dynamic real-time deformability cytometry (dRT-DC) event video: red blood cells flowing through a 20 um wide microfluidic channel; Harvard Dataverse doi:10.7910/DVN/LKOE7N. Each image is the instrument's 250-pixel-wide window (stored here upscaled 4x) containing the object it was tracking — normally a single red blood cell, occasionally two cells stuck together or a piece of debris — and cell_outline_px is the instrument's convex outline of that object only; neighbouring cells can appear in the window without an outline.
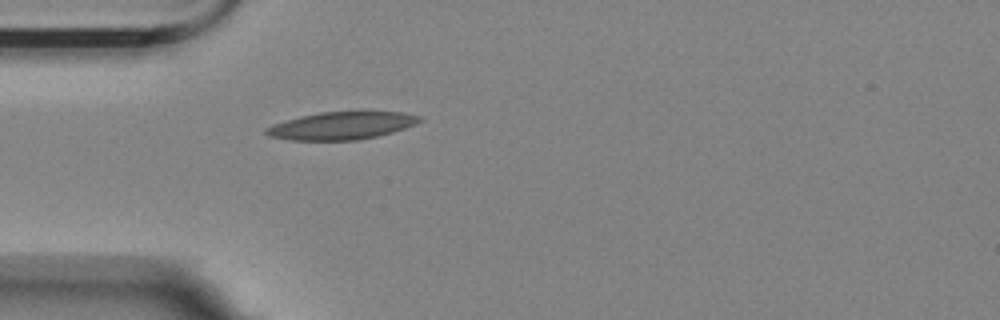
{"species": "Egyptian fruit bat (a non-hibernating species)", "species_latin": "Rousettus aegyptiacus", "temperature_condition": "room temperature", "stored_images_in_passage": 1, "camera_frame_rate_fps": 3000, "um_per_image_px": 0.085, "animal": {"sex": "female"}, "frame": {"image": 1, "passage_image": 1, "time_ms": 0.0, "image_size_px": [1000, 320], "cell_outline_px": [[424, 120], [416, 124], [392, 132], [360, 140], [292, 140], [268, 136], [264, 132], [264, 128], [272, 124], [320, 112], [404, 112], [420, 116]], "centroid_in_image_um": [29.05, 10.69], "position_along_channel_um": 56.0, "area_um2": 24.51}}